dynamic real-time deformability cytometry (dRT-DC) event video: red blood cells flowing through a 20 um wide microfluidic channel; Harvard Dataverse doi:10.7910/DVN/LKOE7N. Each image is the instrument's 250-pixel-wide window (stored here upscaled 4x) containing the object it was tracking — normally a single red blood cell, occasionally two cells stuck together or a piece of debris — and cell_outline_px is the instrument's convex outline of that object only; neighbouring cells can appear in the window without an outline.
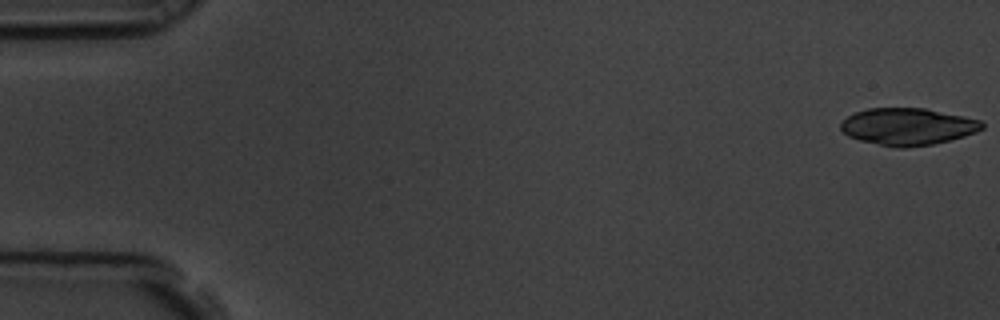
{"species": "common noctule bat (a hibernating species)", "species_latin": "Nyctalus noctula", "temperature_condition": "room temperature", "stored_images_in_passage": 6, "camera_frame_rate_fps": 3000, "um_per_image_px": 0.085, "animal": {"sex": "male", "body_mass_g": 19.5, "forearm_length_mm": 54.6}, "frame": {"image": 1, "passage_image": 1, "time_ms": 0.0, "image_size_px": [1000, 320], "cell_outline_px": [[984, 128], [976, 132], [964, 136], [932, 144], [904, 148], [900, 148], [860, 140], [848, 136], [840, 128], [840, 124], [848, 116], [856, 112], [868, 108], [924, 108], [964, 116], [980, 120], [984, 124]], "centroid_in_image_um": [77.17, 10.75], "position_along_channel_um": 7.8, "area_um2": 30.23}}